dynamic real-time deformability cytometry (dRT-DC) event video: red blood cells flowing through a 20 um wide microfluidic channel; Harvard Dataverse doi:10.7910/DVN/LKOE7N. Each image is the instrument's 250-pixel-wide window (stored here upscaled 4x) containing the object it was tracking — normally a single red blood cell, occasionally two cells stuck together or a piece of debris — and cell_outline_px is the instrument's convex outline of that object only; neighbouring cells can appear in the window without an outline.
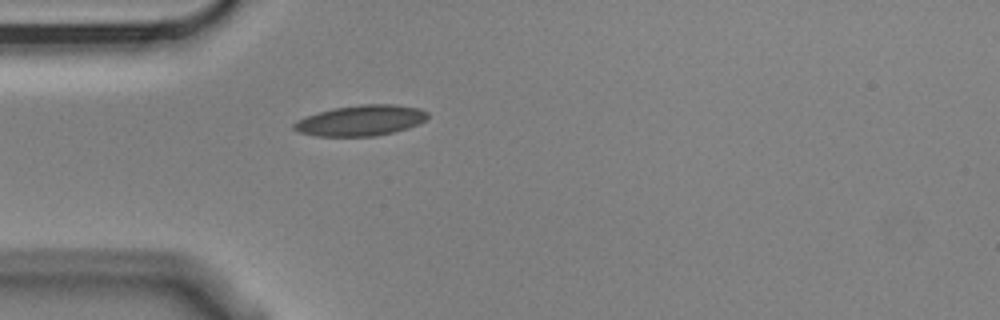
{"species": "Egyptian fruit bat (a non-hibernating species)", "species_latin": "Rousettus aegyptiacus", "temperature_condition": "cold", "stored_images_in_passage": 1, "camera_frame_rate_fps": 3000, "um_per_image_px": 0.085, "animal": {"sex": "male"}, "frame": {"image": 1, "passage_image": 1, "time_ms": 0.0, "image_size_px": [1000, 320], "cell_outline_px": [[428, 116], [420, 124], [408, 128], [376, 136], [316, 136], [300, 132], [292, 128], [292, 124], [296, 120], [332, 108], [360, 104], [396, 104], [420, 108], [428, 112]], "centroid_in_image_um": [30.69, 10.23], "position_along_channel_um": 54.3, "area_um2": 23.93}}